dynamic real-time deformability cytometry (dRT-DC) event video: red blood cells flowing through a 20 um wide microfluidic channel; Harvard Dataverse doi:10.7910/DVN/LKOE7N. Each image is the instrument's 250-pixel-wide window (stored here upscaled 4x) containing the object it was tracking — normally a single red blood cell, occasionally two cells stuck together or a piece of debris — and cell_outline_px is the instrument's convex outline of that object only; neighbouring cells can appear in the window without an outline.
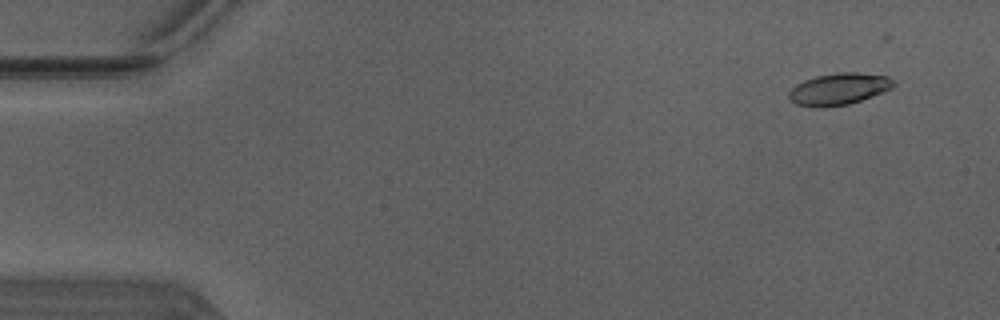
{"species": "Egyptian fruit bat (a non-hibernating species)", "species_latin": "Rousettus aegyptiacus", "temperature_condition": "warm", "stored_images_in_passage": 13, "camera_frame_rate_fps": 3000, "um_per_image_px": 0.085, "animal": {"sex": "male"}, "frame": {"image": 1, "passage_image": 4, "time_ms": 1.0, "image_size_px": [1000, 320], "cell_outline_px": [[896, 84], [892, 88], [884, 92], [848, 104], [824, 108], [816, 108], [796, 104], [788, 96], [788, 92], [796, 84], [804, 80], [816, 76], [840, 72], [856, 72], [888, 76]], "centroid_in_image_um": [71.29, 7.57], "position_along_channel_um": 13.7, "area_um2": 19.42}}